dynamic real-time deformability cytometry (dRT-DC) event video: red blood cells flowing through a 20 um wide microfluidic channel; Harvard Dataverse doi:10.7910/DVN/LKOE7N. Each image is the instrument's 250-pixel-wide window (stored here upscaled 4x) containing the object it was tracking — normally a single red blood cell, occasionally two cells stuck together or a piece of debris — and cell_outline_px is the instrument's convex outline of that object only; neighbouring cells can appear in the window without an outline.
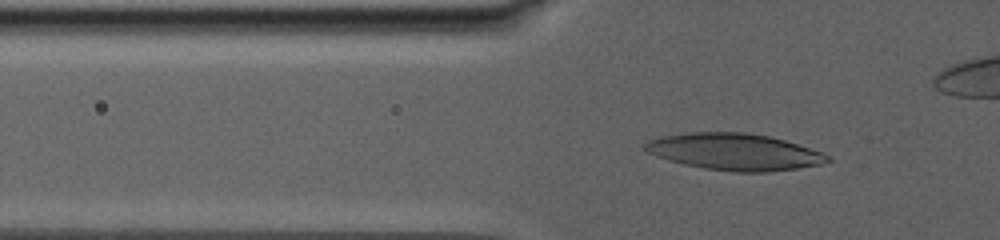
{"species": "human", "species_latin": "Homo sapiens", "temperature_condition": "warm", "stored_images_in_passage": 60, "camera_frame_rate_fps": 3000, "um_per_image_px": 0.085, "donor": {"sex": "male"}, "frame": {"image": 1, "passage_image": 23, "time_ms": 11.0, "image_size_px": [1000, 240], "cell_outline_px": [[832, 160], [820, 164], [796, 168], [768, 172], [732, 172], [704, 168], [684, 164], [668, 160], [656, 156], [648, 152], [644, 148], [644, 144], [648, 140], [660, 136], [688, 132], [744, 132], [768, 136], [784, 140], [832, 156]], "centroid_in_image_um": [62.39, 12.9], "position_along_channel_um": 63.4, "area_um2": 38.9}}
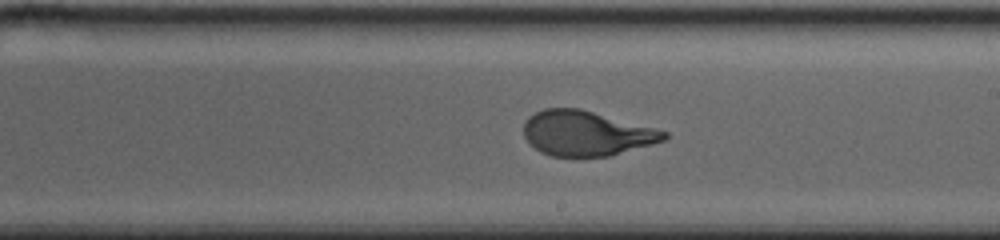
{"frame": {"image": 2, "passage_image": 42, "time_ms": 18.667, "image_size_px": [1000, 240], "cell_outline_px": [[668, 136], [664, 140], [652, 144], [608, 156], [552, 156], [540, 152], [524, 136], [524, 124], [528, 116], [544, 108], [580, 108], [668, 132]], "centroid_in_image_um": [49.81, 11.32], "position_along_channel_um": 239.2, "area_um2": 36.3}}
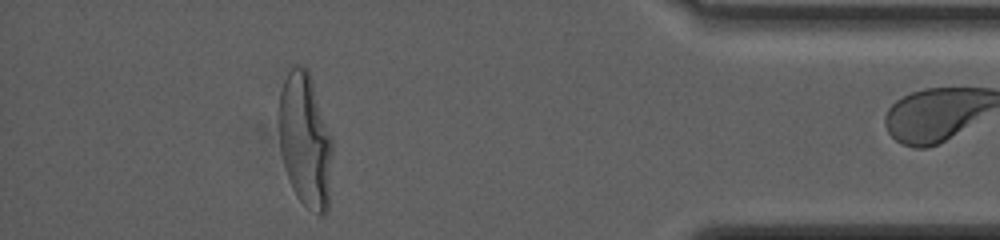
{"frame": {"image": 3, "passage_image": 59, "time_ms": 27.0, "image_size_px": [1000, 240], "cell_outline_px": [[332, 148], [328, 212], [324, 216], [320, 216], [308, 208], [296, 196], [292, 188], [284, 164], [280, 148], [276, 116], [276, 112], [280, 92], [284, 80], [292, 64], [296, 64], [308, 68], [332, 140]], "centroid_in_image_um": [25.91, 11.9], "position_along_channel_um": 409.3, "area_um2": 42.37}}